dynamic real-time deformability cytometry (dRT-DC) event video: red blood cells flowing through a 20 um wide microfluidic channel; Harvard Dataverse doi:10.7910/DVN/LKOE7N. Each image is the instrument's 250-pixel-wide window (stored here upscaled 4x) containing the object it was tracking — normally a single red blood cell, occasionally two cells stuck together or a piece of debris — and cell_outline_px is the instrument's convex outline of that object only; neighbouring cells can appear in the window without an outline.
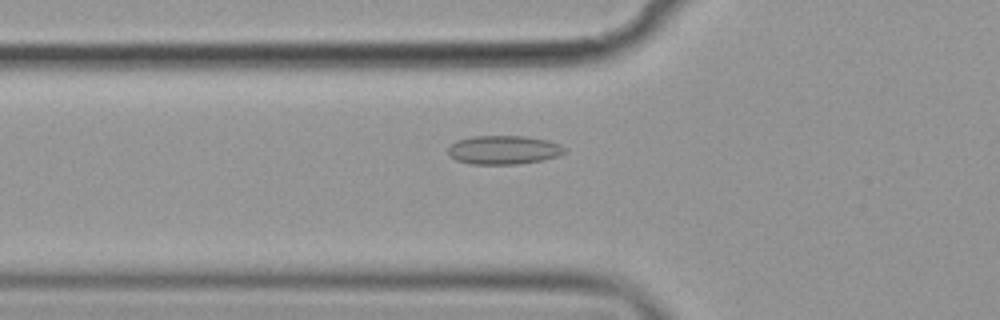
{"species": "common noctule bat (a hibernating species)", "species_latin": "Nyctalus noctula", "temperature_condition": "cold", "stored_images_in_passage": 40, "camera_frame_rate_fps": 3000, "um_per_image_px": 0.085, "animal": {"sex": "female", "body_mass_g": 19.9}, "frame": {"image": 1, "passage_image": 4, "time_ms": 1.0, "image_size_px": [1000, 320], "cell_outline_px": [[564, 152], [556, 156], [540, 160], [516, 164], [472, 164], [456, 160], [448, 156], [448, 148], [456, 140], [472, 136], [524, 136], [548, 140], [560, 144], [564, 148]], "centroid_in_image_um": [42.75, 12.73], "position_along_channel_um": 83.0, "area_um2": 19.42}}
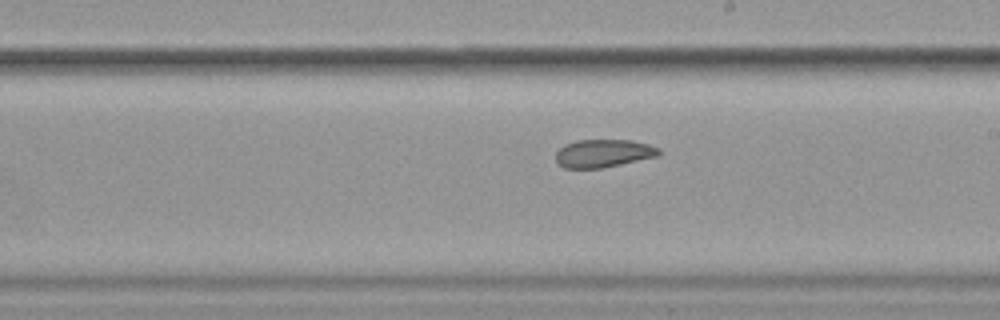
{"frame": {"image": 2, "passage_image": 17, "time_ms": 5.333, "image_size_px": [1000, 320], "cell_outline_px": [[660, 152], [656, 156], [604, 168], [564, 168], [556, 164], [556, 152], [564, 144], [576, 140], [632, 140], [648, 144], [660, 148]], "centroid_in_image_um": [51.24, 13.03], "position_along_channel_um": 237.8, "area_um2": 16.88}}
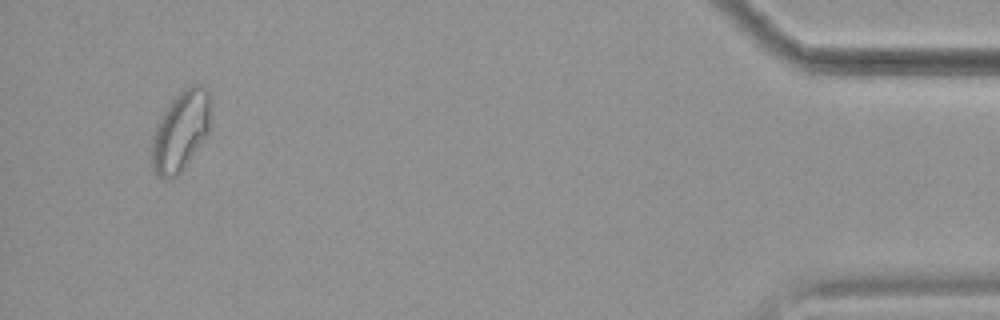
{"frame": {"image": 3, "passage_image": 38, "time_ms": 12.333, "image_size_px": [1000, 320], "cell_outline_px": [[208, 132], [180, 172], [176, 176], [160, 180], [152, 168], [152, 140], [156, 124], [168, 104], [184, 88], [192, 84], [204, 84], [208, 88]], "centroid_in_image_um": [15.31, 11.12], "position_along_channel_um": 419.9, "area_um2": 26.88}, "authors_computed_cell_mechanics": {"area_um2": 18.6116, "velocity_mm_per_s": 3.5702, "shape_relaxation_time_tau1_ms": null, "shape_relaxation_time_tau2_ms": 2.6255, "deformation_change_tau1": null, "deformation_change_tau2": 0.0552}}